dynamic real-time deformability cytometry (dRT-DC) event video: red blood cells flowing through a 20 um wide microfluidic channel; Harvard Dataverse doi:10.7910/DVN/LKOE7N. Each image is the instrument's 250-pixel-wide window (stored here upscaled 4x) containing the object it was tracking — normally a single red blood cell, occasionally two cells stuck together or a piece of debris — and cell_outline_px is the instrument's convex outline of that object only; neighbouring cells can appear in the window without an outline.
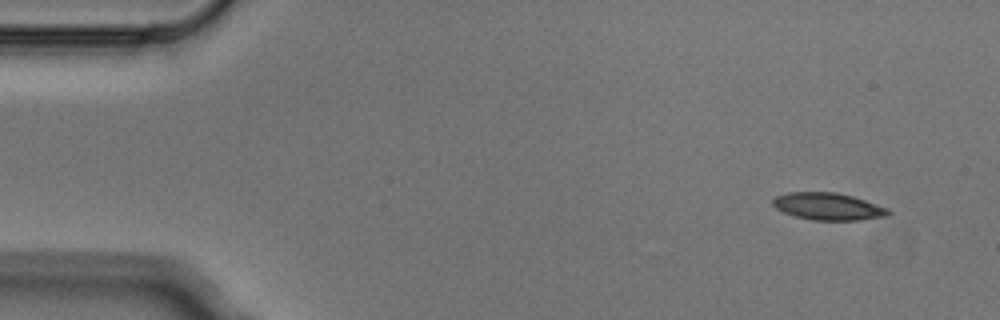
{"species": "Egyptian fruit bat (a non-hibernating species)", "species_latin": "Rousettus aegyptiacus", "temperature_condition": "cold", "stored_images_in_passage": 5, "segment_of_instrument_passage": [1, 2], "camera_frame_rate_fps": 3000, "um_per_image_px": 0.085, "animal": {"sex": "male"}, "frame": {"image": 1, "passage_image": 1, "time_ms": 0.0, "image_size_px": [1000, 320], "cell_outline_px": [[892, 212], [888, 216], [860, 220], [812, 220], [796, 216], [784, 212], [776, 208], [772, 204], [772, 200], [776, 196], [788, 192], [836, 192], [852, 196], [888, 208]], "centroid_in_image_um": [70.4, 17.55], "position_along_channel_um": 14.6, "area_um2": 18.26}}